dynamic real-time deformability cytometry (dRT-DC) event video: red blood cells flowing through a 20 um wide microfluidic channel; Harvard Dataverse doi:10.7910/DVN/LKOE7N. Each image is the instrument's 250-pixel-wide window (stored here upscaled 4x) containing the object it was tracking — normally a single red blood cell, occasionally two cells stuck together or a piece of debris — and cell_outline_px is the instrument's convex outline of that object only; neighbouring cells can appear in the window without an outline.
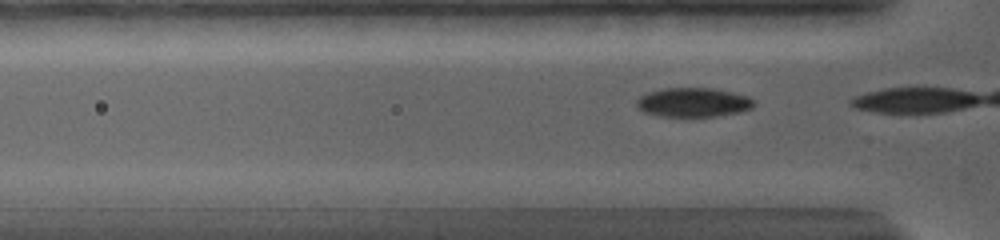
{"species": "common noctule bat (a hibernating species)", "species_latin": "Nyctalus noctula", "temperature_condition": "warm", "stored_images_in_passage": 4, "camera_frame_rate_fps": 5000, "um_per_image_px": 0.085, "animal": {"sex": "female", "body_mass_g": 19.0, "forearm_length_mm": 56.7}, "frame": {"image": 1, "passage_image": 3, "time_ms": 0.4, "image_size_px": [1000, 240], "cell_outline_px": [[756, 104], [752, 108], [740, 112], [720, 116], [660, 116], [644, 112], [636, 108], [636, 100], [640, 96], [648, 92], [664, 88], [712, 88], [732, 92], [748, 96]], "centroid_in_image_um": [58.92, 8.7], "position_along_channel_um": 66.9, "area_um2": 20.06}}